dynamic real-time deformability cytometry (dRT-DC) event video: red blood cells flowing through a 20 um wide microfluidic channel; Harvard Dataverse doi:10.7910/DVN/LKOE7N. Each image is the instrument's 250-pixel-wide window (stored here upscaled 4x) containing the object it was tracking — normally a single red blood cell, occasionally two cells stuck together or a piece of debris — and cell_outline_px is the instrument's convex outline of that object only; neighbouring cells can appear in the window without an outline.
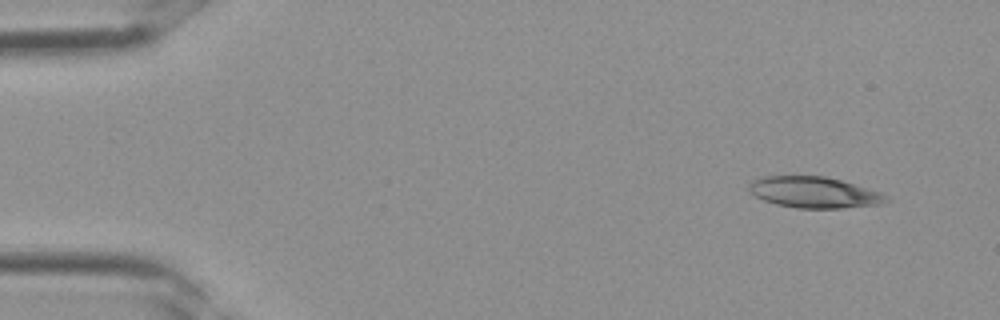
{"species": "Egyptian fruit bat (a non-hibernating species)", "species_latin": "Rousettus aegyptiacus", "temperature_condition": "room temperature", "stored_images_in_passage": 3, "camera_frame_rate_fps": 3000, "um_per_image_px": 0.085, "frame": {"image": 1, "passage_image": 1, "time_ms": 0.0, "image_size_px": [1000, 320], "cell_outline_px": [[892, 200], [880, 204], [840, 208], [796, 208], [776, 204], [764, 200], [756, 196], [748, 188], [748, 184], [752, 180], [764, 176], [824, 176], [840, 180], [880, 192], [888, 196]], "centroid_in_image_um": [69.2, 16.35], "position_along_channel_um": 15.8, "area_um2": 24.74}}